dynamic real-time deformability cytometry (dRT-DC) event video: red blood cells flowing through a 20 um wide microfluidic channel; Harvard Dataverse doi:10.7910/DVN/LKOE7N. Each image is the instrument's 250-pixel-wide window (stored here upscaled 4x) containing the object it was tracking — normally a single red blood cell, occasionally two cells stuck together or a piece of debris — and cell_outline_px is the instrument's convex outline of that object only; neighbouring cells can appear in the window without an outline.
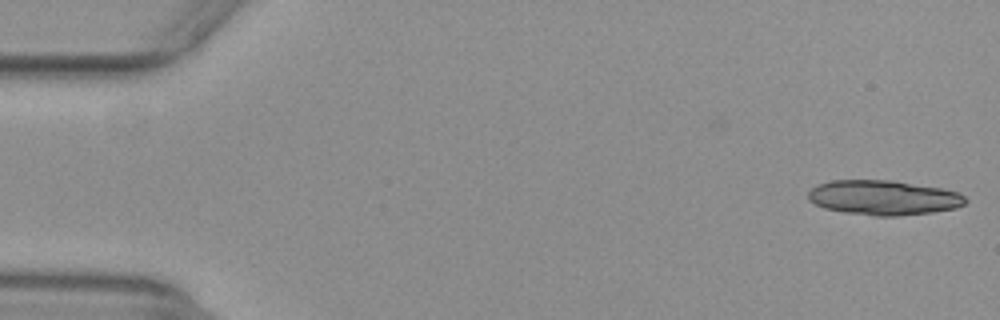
{"species": "common noctule bat (a hibernating species)", "species_latin": "Nyctalus noctula", "temperature_condition": "warm", "stored_images_in_passage": 22, "camera_frame_rate_fps": 3000, "um_per_image_px": 0.085, "animal": {"sex": "female", "body_mass_g": 29.2, "forearm_length_mm": 56.3}, "frame": {"image": 1, "passage_image": 1, "time_ms": 0.0, "image_size_px": [1000, 320], "cell_outline_px": [[968, 200], [964, 204], [956, 208], [932, 212], [900, 216], [872, 216], [844, 212], [824, 208], [808, 200], [808, 192], [816, 184], [828, 180], [892, 180], [940, 188], [956, 192], [964, 196]], "centroid_in_image_um": [75.06, 16.8], "position_along_channel_um": 9.9, "area_um2": 31.96}}